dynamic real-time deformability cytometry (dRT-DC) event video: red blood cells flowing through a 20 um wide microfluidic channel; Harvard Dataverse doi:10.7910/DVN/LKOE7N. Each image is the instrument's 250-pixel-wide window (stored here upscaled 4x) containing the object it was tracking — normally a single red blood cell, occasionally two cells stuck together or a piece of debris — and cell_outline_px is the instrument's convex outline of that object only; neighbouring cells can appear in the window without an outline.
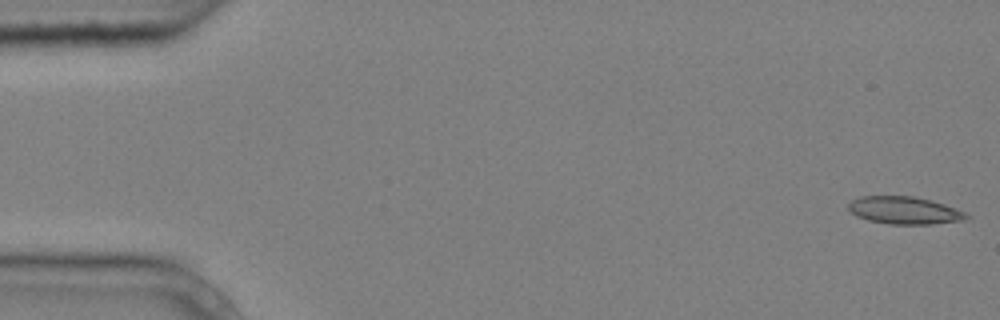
{"species": "common noctule bat (a hibernating species)", "species_latin": "Nyctalus noctula", "temperature_condition": "cold", "stored_images_in_passage": 5, "camera_frame_rate_fps": 3000, "um_per_image_px": 0.085, "animal": {"sex": "male", "body_mass_g": 20.4}, "frame": {"image": 1, "passage_image": 1, "time_ms": 0.0, "image_size_px": [1000, 320], "cell_outline_px": [[972, 216], [964, 220], [932, 224], [888, 224], [868, 220], [856, 216], [848, 208], [848, 204], [852, 200], [860, 196], [912, 196], [932, 200], [956, 208]], "centroid_in_image_um": [76.89, 17.88], "position_along_channel_um": 8.1, "area_um2": 18.96}}
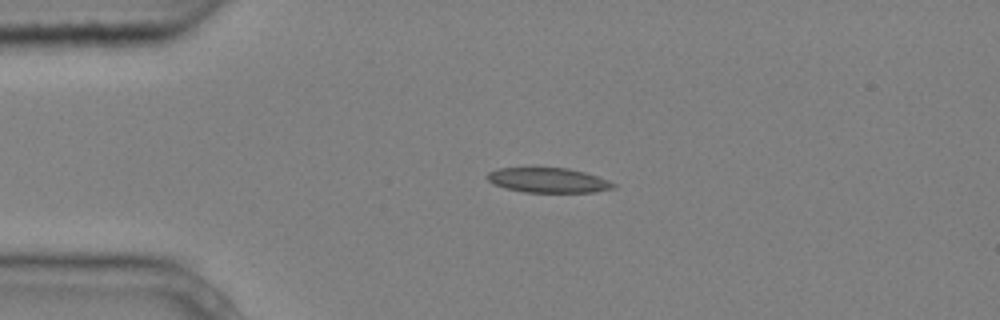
{"frame": {"image": 2, "passage_image": 4, "time_ms": 1.0, "image_size_px": [1000, 320], "cell_outline_px": [[616, 188], [596, 192], [524, 192], [504, 188], [488, 180], [484, 176], [488, 172], [500, 168], [568, 168], [584, 172], [608, 180], [616, 184]], "centroid_in_image_um": [46.61, 15.32], "position_along_channel_um": 38.4, "area_um2": 18.21}}